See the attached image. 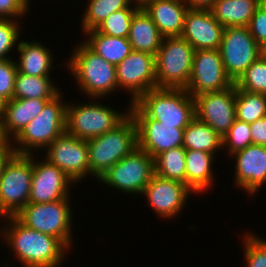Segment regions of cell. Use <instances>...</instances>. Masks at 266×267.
Segmentation results:
<instances>
[{"label":"cell","mask_w":266,"mask_h":267,"mask_svg":"<svg viewBox=\"0 0 266 267\" xmlns=\"http://www.w3.org/2000/svg\"><path fill=\"white\" fill-rule=\"evenodd\" d=\"M5 221L0 238L22 267H59L66 259L70 249L60 239L26 227L15 216Z\"/></svg>","instance_id":"cell-1"},{"label":"cell","mask_w":266,"mask_h":267,"mask_svg":"<svg viewBox=\"0 0 266 267\" xmlns=\"http://www.w3.org/2000/svg\"><path fill=\"white\" fill-rule=\"evenodd\" d=\"M75 47L66 65L81 92L96 101L106 98L114 91L117 92L115 65L100 57L84 42Z\"/></svg>","instance_id":"cell-2"},{"label":"cell","mask_w":266,"mask_h":267,"mask_svg":"<svg viewBox=\"0 0 266 267\" xmlns=\"http://www.w3.org/2000/svg\"><path fill=\"white\" fill-rule=\"evenodd\" d=\"M90 176L97 181L115 163L138 147L137 125L131 114L116 128L87 140Z\"/></svg>","instance_id":"cell-3"},{"label":"cell","mask_w":266,"mask_h":267,"mask_svg":"<svg viewBox=\"0 0 266 267\" xmlns=\"http://www.w3.org/2000/svg\"><path fill=\"white\" fill-rule=\"evenodd\" d=\"M63 93L48 101L43 110L11 141L15 154L31 155L48 147L66 131V107ZM17 145V146H15Z\"/></svg>","instance_id":"cell-4"},{"label":"cell","mask_w":266,"mask_h":267,"mask_svg":"<svg viewBox=\"0 0 266 267\" xmlns=\"http://www.w3.org/2000/svg\"><path fill=\"white\" fill-rule=\"evenodd\" d=\"M149 118L185 129L195 118L194 98L182 88H154L134 102Z\"/></svg>","instance_id":"cell-5"},{"label":"cell","mask_w":266,"mask_h":267,"mask_svg":"<svg viewBox=\"0 0 266 267\" xmlns=\"http://www.w3.org/2000/svg\"><path fill=\"white\" fill-rule=\"evenodd\" d=\"M89 98L87 104H70L66 107V132L83 140H89L100 136L116 128L129 115L126 112H118L108 105L95 103V98ZM91 100V101H90Z\"/></svg>","instance_id":"cell-6"},{"label":"cell","mask_w":266,"mask_h":267,"mask_svg":"<svg viewBox=\"0 0 266 267\" xmlns=\"http://www.w3.org/2000/svg\"><path fill=\"white\" fill-rule=\"evenodd\" d=\"M70 198L47 203H28L15 217L26 227L60 239L69 249L72 235V209Z\"/></svg>","instance_id":"cell-7"},{"label":"cell","mask_w":266,"mask_h":267,"mask_svg":"<svg viewBox=\"0 0 266 267\" xmlns=\"http://www.w3.org/2000/svg\"><path fill=\"white\" fill-rule=\"evenodd\" d=\"M194 52L181 36L163 38L155 56L157 88L185 89L190 81Z\"/></svg>","instance_id":"cell-8"},{"label":"cell","mask_w":266,"mask_h":267,"mask_svg":"<svg viewBox=\"0 0 266 267\" xmlns=\"http://www.w3.org/2000/svg\"><path fill=\"white\" fill-rule=\"evenodd\" d=\"M33 172V154H14L0 178V219L15 216L28 204Z\"/></svg>","instance_id":"cell-9"},{"label":"cell","mask_w":266,"mask_h":267,"mask_svg":"<svg viewBox=\"0 0 266 267\" xmlns=\"http://www.w3.org/2000/svg\"><path fill=\"white\" fill-rule=\"evenodd\" d=\"M154 175V158L137 147L115 163L98 181L123 193L140 195Z\"/></svg>","instance_id":"cell-10"},{"label":"cell","mask_w":266,"mask_h":267,"mask_svg":"<svg viewBox=\"0 0 266 267\" xmlns=\"http://www.w3.org/2000/svg\"><path fill=\"white\" fill-rule=\"evenodd\" d=\"M218 50L225 72L233 83L263 54V48L248 27H225Z\"/></svg>","instance_id":"cell-11"},{"label":"cell","mask_w":266,"mask_h":267,"mask_svg":"<svg viewBox=\"0 0 266 267\" xmlns=\"http://www.w3.org/2000/svg\"><path fill=\"white\" fill-rule=\"evenodd\" d=\"M137 125L138 147L153 158L165 150L183 146L184 129L149 118L134 102L129 104Z\"/></svg>","instance_id":"cell-12"},{"label":"cell","mask_w":266,"mask_h":267,"mask_svg":"<svg viewBox=\"0 0 266 267\" xmlns=\"http://www.w3.org/2000/svg\"><path fill=\"white\" fill-rule=\"evenodd\" d=\"M45 159L62 170L74 183L90 175L87 140L66 131L45 148Z\"/></svg>","instance_id":"cell-13"},{"label":"cell","mask_w":266,"mask_h":267,"mask_svg":"<svg viewBox=\"0 0 266 267\" xmlns=\"http://www.w3.org/2000/svg\"><path fill=\"white\" fill-rule=\"evenodd\" d=\"M233 84L225 72L218 49L195 50L190 81L185 88L192 97L222 91Z\"/></svg>","instance_id":"cell-14"},{"label":"cell","mask_w":266,"mask_h":267,"mask_svg":"<svg viewBox=\"0 0 266 267\" xmlns=\"http://www.w3.org/2000/svg\"><path fill=\"white\" fill-rule=\"evenodd\" d=\"M116 67L118 90L131 94L130 103L156 86L155 56L132 50Z\"/></svg>","instance_id":"cell-15"},{"label":"cell","mask_w":266,"mask_h":267,"mask_svg":"<svg viewBox=\"0 0 266 267\" xmlns=\"http://www.w3.org/2000/svg\"><path fill=\"white\" fill-rule=\"evenodd\" d=\"M195 117L223 137L236 120V86L194 96Z\"/></svg>","instance_id":"cell-16"},{"label":"cell","mask_w":266,"mask_h":267,"mask_svg":"<svg viewBox=\"0 0 266 267\" xmlns=\"http://www.w3.org/2000/svg\"><path fill=\"white\" fill-rule=\"evenodd\" d=\"M191 193L194 192L186 184L155 174L141 195L146 196L150 205L148 207H151L157 216L169 220L181 213Z\"/></svg>","instance_id":"cell-17"},{"label":"cell","mask_w":266,"mask_h":267,"mask_svg":"<svg viewBox=\"0 0 266 267\" xmlns=\"http://www.w3.org/2000/svg\"><path fill=\"white\" fill-rule=\"evenodd\" d=\"M34 158L28 203H47L70 198V186L75 184L72 179L46 159L39 162Z\"/></svg>","instance_id":"cell-18"},{"label":"cell","mask_w":266,"mask_h":267,"mask_svg":"<svg viewBox=\"0 0 266 267\" xmlns=\"http://www.w3.org/2000/svg\"><path fill=\"white\" fill-rule=\"evenodd\" d=\"M231 156L236 159L234 186L256 194L266 183V146L250 144Z\"/></svg>","instance_id":"cell-19"},{"label":"cell","mask_w":266,"mask_h":267,"mask_svg":"<svg viewBox=\"0 0 266 267\" xmlns=\"http://www.w3.org/2000/svg\"><path fill=\"white\" fill-rule=\"evenodd\" d=\"M208 9H188L181 37L195 50L219 49L224 32Z\"/></svg>","instance_id":"cell-20"},{"label":"cell","mask_w":266,"mask_h":267,"mask_svg":"<svg viewBox=\"0 0 266 267\" xmlns=\"http://www.w3.org/2000/svg\"><path fill=\"white\" fill-rule=\"evenodd\" d=\"M188 9L184 0H154L143 7L163 38L181 36Z\"/></svg>","instance_id":"cell-21"},{"label":"cell","mask_w":266,"mask_h":267,"mask_svg":"<svg viewBox=\"0 0 266 267\" xmlns=\"http://www.w3.org/2000/svg\"><path fill=\"white\" fill-rule=\"evenodd\" d=\"M19 59L15 61L17 71L30 76H51L54 57L50 49L40 41L27 42L19 39L16 47Z\"/></svg>","instance_id":"cell-22"},{"label":"cell","mask_w":266,"mask_h":267,"mask_svg":"<svg viewBox=\"0 0 266 267\" xmlns=\"http://www.w3.org/2000/svg\"><path fill=\"white\" fill-rule=\"evenodd\" d=\"M46 99L13 98L5 102L2 115L4 130L12 141L43 110Z\"/></svg>","instance_id":"cell-23"},{"label":"cell","mask_w":266,"mask_h":267,"mask_svg":"<svg viewBox=\"0 0 266 267\" xmlns=\"http://www.w3.org/2000/svg\"><path fill=\"white\" fill-rule=\"evenodd\" d=\"M215 156L201 150L185 149V184L196 195L212 188Z\"/></svg>","instance_id":"cell-24"},{"label":"cell","mask_w":266,"mask_h":267,"mask_svg":"<svg viewBox=\"0 0 266 267\" xmlns=\"http://www.w3.org/2000/svg\"><path fill=\"white\" fill-rule=\"evenodd\" d=\"M163 37L151 17L140 8L133 16L128 40L132 50L156 56Z\"/></svg>","instance_id":"cell-25"},{"label":"cell","mask_w":266,"mask_h":267,"mask_svg":"<svg viewBox=\"0 0 266 267\" xmlns=\"http://www.w3.org/2000/svg\"><path fill=\"white\" fill-rule=\"evenodd\" d=\"M259 0H216L209 9L224 27H248Z\"/></svg>","instance_id":"cell-26"},{"label":"cell","mask_w":266,"mask_h":267,"mask_svg":"<svg viewBox=\"0 0 266 267\" xmlns=\"http://www.w3.org/2000/svg\"><path fill=\"white\" fill-rule=\"evenodd\" d=\"M83 41L92 51L113 65H118L132 51L128 38L111 37L95 29L84 32ZM88 38H87V37Z\"/></svg>","instance_id":"cell-27"},{"label":"cell","mask_w":266,"mask_h":267,"mask_svg":"<svg viewBox=\"0 0 266 267\" xmlns=\"http://www.w3.org/2000/svg\"><path fill=\"white\" fill-rule=\"evenodd\" d=\"M183 147L216 155L223 148V140L208 124L195 117L184 129Z\"/></svg>","instance_id":"cell-28"},{"label":"cell","mask_w":266,"mask_h":267,"mask_svg":"<svg viewBox=\"0 0 266 267\" xmlns=\"http://www.w3.org/2000/svg\"><path fill=\"white\" fill-rule=\"evenodd\" d=\"M52 76H30L17 72L13 98L51 100L60 93Z\"/></svg>","instance_id":"cell-29"},{"label":"cell","mask_w":266,"mask_h":267,"mask_svg":"<svg viewBox=\"0 0 266 267\" xmlns=\"http://www.w3.org/2000/svg\"><path fill=\"white\" fill-rule=\"evenodd\" d=\"M133 0H88L82 17V32L95 29L113 12L130 7Z\"/></svg>","instance_id":"cell-30"},{"label":"cell","mask_w":266,"mask_h":267,"mask_svg":"<svg viewBox=\"0 0 266 267\" xmlns=\"http://www.w3.org/2000/svg\"><path fill=\"white\" fill-rule=\"evenodd\" d=\"M155 174L185 184V148L165 150L154 157Z\"/></svg>","instance_id":"cell-31"},{"label":"cell","mask_w":266,"mask_h":267,"mask_svg":"<svg viewBox=\"0 0 266 267\" xmlns=\"http://www.w3.org/2000/svg\"><path fill=\"white\" fill-rule=\"evenodd\" d=\"M236 119L253 123L266 117V95L236 89Z\"/></svg>","instance_id":"cell-32"},{"label":"cell","mask_w":266,"mask_h":267,"mask_svg":"<svg viewBox=\"0 0 266 267\" xmlns=\"http://www.w3.org/2000/svg\"><path fill=\"white\" fill-rule=\"evenodd\" d=\"M139 9L138 6L132 3V6L126 9L113 12L95 30L111 37L128 38L132 18Z\"/></svg>","instance_id":"cell-33"},{"label":"cell","mask_w":266,"mask_h":267,"mask_svg":"<svg viewBox=\"0 0 266 267\" xmlns=\"http://www.w3.org/2000/svg\"><path fill=\"white\" fill-rule=\"evenodd\" d=\"M236 89L266 95V57L262 54L234 83Z\"/></svg>","instance_id":"cell-34"},{"label":"cell","mask_w":266,"mask_h":267,"mask_svg":"<svg viewBox=\"0 0 266 267\" xmlns=\"http://www.w3.org/2000/svg\"><path fill=\"white\" fill-rule=\"evenodd\" d=\"M222 140L223 149L229 151L228 155L246 148L252 144L250 124L236 119Z\"/></svg>","instance_id":"cell-35"},{"label":"cell","mask_w":266,"mask_h":267,"mask_svg":"<svg viewBox=\"0 0 266 267\" xmlns=\"http://www.w3.org/2000/svg\"><path fill=\"white\" fill-rule=\"evenodd\" d=\"M243 249L246 267H266V239L253 234H244Z\"/></svg>","instance_id":"cell-36"},{"label":"cell","mask_w":266,"mask_h":267,"mask_svg":"<svg viewBox=\"0 0 266 267\" xmlns=\"http://www.w3.org/2000/svg\"><path fill=\"white\" fill-rule=\"evenodd\" d=\"M19 20L0 19V60L10 59L9 53L18 45L21 26Z\"/></svg>","instance_id":"cell-37"},{"label":"cell","mask_w":266,"mask_h":267,"mask_svg":"<svg viewBox=\"0 0 266 267\" xmlns=\"http://www.w3.org/2000/svg\"><path fill=\"white\" fill-rule=\"evenodd\" d=\"M0 60V96L5 101L13 99L14 84L17 74V66L14 60Z\"/></svg>","instance_id":"cell-38"},{"label":"cell","mask_w":266,"mask_h":267,"mask_svg":"<svg viewBox=\"0 0 266 267\" xmlns=\"http://www.w3.org/2000/svg\"><path fill=\"white\" fill-rule=\"evenodd\" d=\"M30 0H0V19L19 20L30 9Z\"/></svg>","instance_id":"cell-39"},{"label":"cell","mask_w":266,"mask_h":267,"mask_svg":"<svg viewBox=\"0 0 266 267\" xmlns=\"http://www.w3.org/2000/svg\"><path fill=\"white\" fill-rule=\"evenodd\" d=\"M255 41L264 48L266 46V9L258 6L248 26Z\"/></svg>","instance_id":"cell-40"},{"label":"cell","mask_w":266,"mask_h":267,"mask_svg":"<svg viewBox=\"0 0 266 267\" xmlns=\"http://www.w3.org/2000/svg\"><path fill=\"white\" fill-rule=\"evenodd\" d=\"M252 144L266 146V117L250 123Z\"/></svg>","instance_id":"cell-41"},{"label":"cell","mask_w":266,"mask_h":267,"mask_svg":"<svg viewBox=\"0 0 266 267\" xmlns=\"http://www.w3.org/2000/svg\"><path fill=\"white\" fill-rule=\"evenodd\" d=\"M216 0H184L189 9H210Z\"/></svg>","instance_id":"cell-42"},{"label":"cell","mask_w":266,"mask_h":267,"mask_svg":"<svg viewBox=\"0 0 266 267\" xmlns=\"http://www.w3.org/2000/svg\"><path fill=\"white\" fill-rule=\"evenodd\" d=\"M15 154L12 146H5L0 148V178L2 171L8 160Z\"/></svg>","instance_id":"cell-43"},{"label":"cell","mask_w":266,"mask_h":267,"mask_svg":"<svg viewBox=\"0 0 266 267\" xmlns=\"http://www.w3.org/2000/svg\"><path fill=\"white\" fill-rule=\"evenodd\" d=\"M5 146H12L10 138L6 135L4 130L3 118L0 116V148Z\"/></svg>","instance_id":"cell-44"},{"label":"cell","mask_w":266,"mask_h":267,"mask_svg":"<svg viewBox=\"0 0 266 267\" xmlns=\"http://www.w3.org/2000/svg\"><path fill=\"white\" fill-rule=\"evenodd\" d=\"M151 1H154V0H133V3L139 8H143L145 5H147Z\"/></svg>","instance_id":"cell-45"},{"label":"cell","mask_w":266,"mask_h":267,"mask_svg":"<svg viewBox=\"0 0 266 267\" xmlns=\"http://www.w3.org/2000/svg\"><path fill=\"white\" fill-rule=\"evenodd\" d=\"M5 100L0 96V116L3 115L4 107H5Z\"/></svg>","instance_id":"cell-46"},{"label":"cell","mask_w":266,"mask_h":267,"mask_svg":"<svg viewBox=\"0 0 266 267\" xmlns=\"http://www.w3.org/2000/svg\"><path fill=\"white\" fill-rule=\"evenodd\" d=\"M259 6L266 9V0H259Z\"/></svg>","instance_id":"cell-47"},{"label":"cell","mask_w":266,"mask_h":267,"mask_svg":"<svg viewBox=\"0 0 266 267\" xmlns=\"http://www.w3.org/2000/svg\"><path fill=\"white\" fill-rule=\"evenodd\" d=\"M263 55L266 57V46L263 48Z\"/></svg>","instance_id":"cell-48"}]
</instances>
